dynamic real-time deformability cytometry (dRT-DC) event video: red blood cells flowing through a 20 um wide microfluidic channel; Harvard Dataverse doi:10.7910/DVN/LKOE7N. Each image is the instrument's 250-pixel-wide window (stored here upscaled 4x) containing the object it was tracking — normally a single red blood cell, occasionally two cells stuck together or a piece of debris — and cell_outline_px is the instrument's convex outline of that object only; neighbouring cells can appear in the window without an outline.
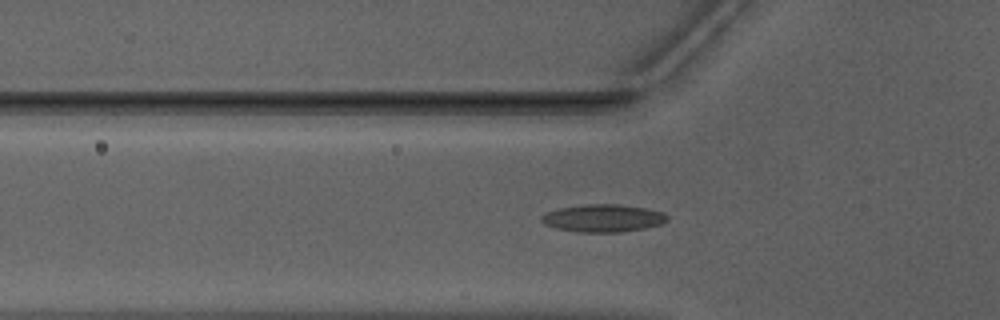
{"species": "Egyptian fruit bat (a non-hibernating species)", "species_latin": "Rousettus aegyptiacus", "temperature_condition": "warm", "stored_images_in_passage": 46, "camera_frame_rate_fps": 3000, "um_per_image_px": 0.085, "animal": {"sex": "male"}, "frame": {"image": 1, "passage_image": 17, "time_ms": 5.333, "image_size_px": [1000, 320], "cell_outline_px": [[668, 220], [660, 224], [644, 228], [620, 232], [580, 232], [556, 228], [544, 224], [540, 220], [540, 216], [548, 212], [560, 208], [584, 204], [620, 204], [644, 208], [664, 212], [668, 216]], "centroid_in_image_um": [51.26, 18.54], "position_along_channel_um": 74.5, "area_um2": 20.17}}
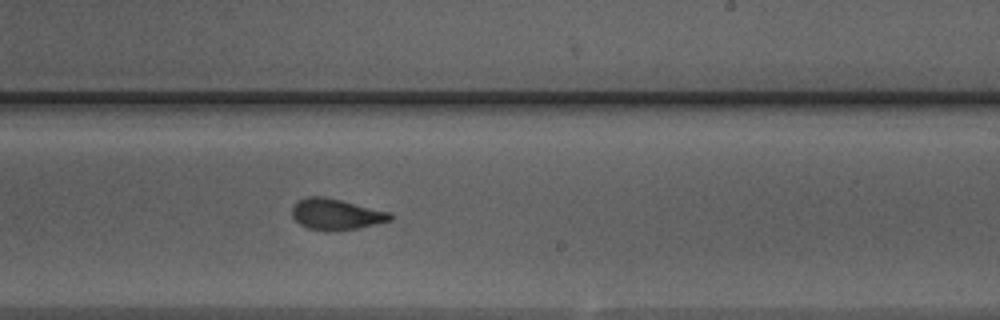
{"frame": {"image": 2, "passage_image": 31, "time_ms": 10.0, "image_size_px": [1000, 320], "cell_outline_px": [[392, 220], [376, 224], [356, 228], [308, 228], [300, 224], [292, 216], [292, 208], [300, 200], [308, 196], [324, 196], [388, 212], [392, 216]], "centroid_in_image_um": [28.55, 18.17], "position_along_channel_um": 260.4, "area_um2": 16.76}}
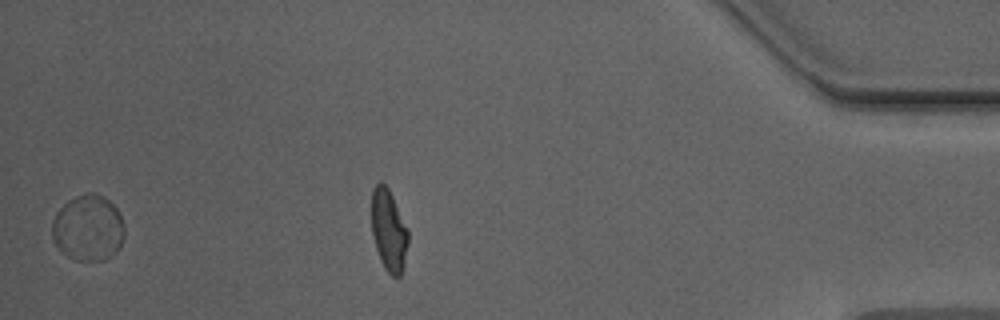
{"frame": {"image": 3, "passage_image": 45, "time_ms": 14.667, "image_size_px": [1000, 320], "cell_outline_px": [[124, 236], [116, 252], [112, 256], [104, 260], [76, 260], [60, 252], [52, 236], [52, 220], [56, 212], [68, 200], [76, 196], [88, 192], [92, 192], [104, 196], [116, 208], [124, 224]], "centroid_in_image_um": [7.48, 19.37], "position_along_channel_um": 427.7, "area_um2": 27.92}, "authors_computed_cell_mechanics": {"area_um2": 17.8602, "velocity_mm_per_s": 3.9762, "shape_relaxation_time_tau1_ms": null, "shape_relaxation_time_tau2_ms": 1.2143, "deformation_change_tau1": null, "deformation_change_tau2": 0.0833}}